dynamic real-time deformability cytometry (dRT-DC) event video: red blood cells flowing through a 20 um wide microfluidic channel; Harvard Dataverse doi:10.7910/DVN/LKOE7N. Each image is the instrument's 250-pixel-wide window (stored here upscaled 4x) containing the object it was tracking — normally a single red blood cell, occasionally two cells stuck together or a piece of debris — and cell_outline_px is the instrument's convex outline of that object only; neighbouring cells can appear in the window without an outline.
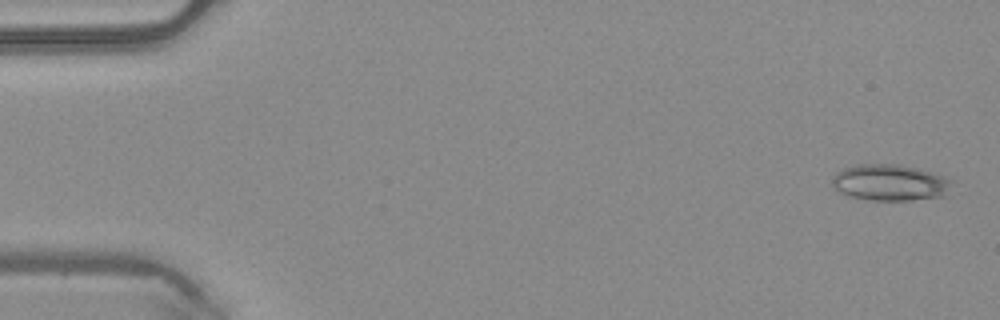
{"species": "common noctule bat (a hibernating species)", "species_latin": "Nyctalus noctula", "temperature_condition": "warm", "stored_images_in_passage": 4, "camera_frame_rate_fps": 3000, "um_per_image_px": 0.085, "animal": {"sex": "male", "body_mass_g": 20.4}, "frame": {"image": 1, "passage_image": 1, "time_ms": 0.0, "image_size_px": [1000, 320], "cell_outline_px": [[952, 180], [948, 196], [912, 200], [868, 200], [848, 196], [840, 192], [832, 184], [832, 176], [836, 172], [844, 168], [860, 164], [896, 164], [916, 168]], "centroid_in_image_um": [75.63, 15.53], "position_along_channel_um": 9.4, "area_um2": 25.26}}